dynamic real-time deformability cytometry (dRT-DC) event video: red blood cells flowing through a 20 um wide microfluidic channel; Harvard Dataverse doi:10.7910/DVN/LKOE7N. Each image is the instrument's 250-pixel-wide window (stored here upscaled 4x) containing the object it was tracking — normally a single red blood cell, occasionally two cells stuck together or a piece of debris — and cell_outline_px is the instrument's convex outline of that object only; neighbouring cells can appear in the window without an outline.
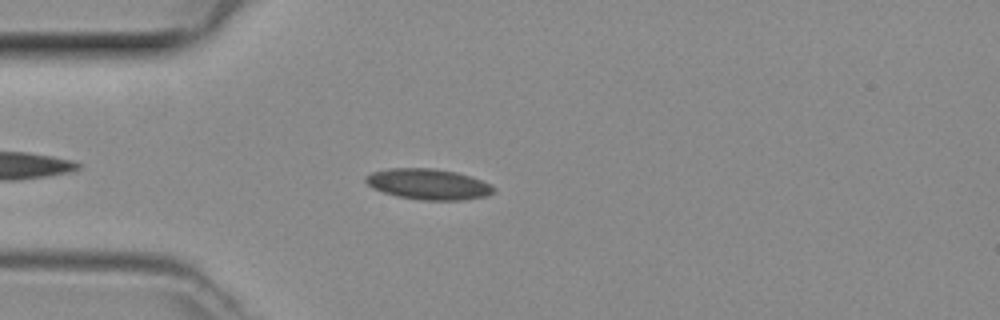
{"species": "common noctule bat (a hibernating species)", "species_latin": "Nyctalus noctula", "temperature_condition": "room temperature", "stored_images_in_passage": 41, "camera_frame_rate_fps": 3000, "um_per_image_px": 0.085, "animal": {"sex": "female", "body_mass_g": 29.2, "forearm_length_mm": 56.3}, "frame": {"image": 1, "passage_image": 5, "time_ms": 1.333, "image_size_px": [1000, 320], "cell_outline_px": [[496, 192], [488, 196], [460, 200], [420, 200], [396, 196], [384, 192], [368, 184], [364, 180], [364, 176], [372, 172], [388, 168], [432, 168], [456, 172], [472, 176], [492, 184], [496, 188]], "centroid_in_image_um": [36.46, 15.65], "position_along_channel_um": 48.5, "area_um2": 23.12}}
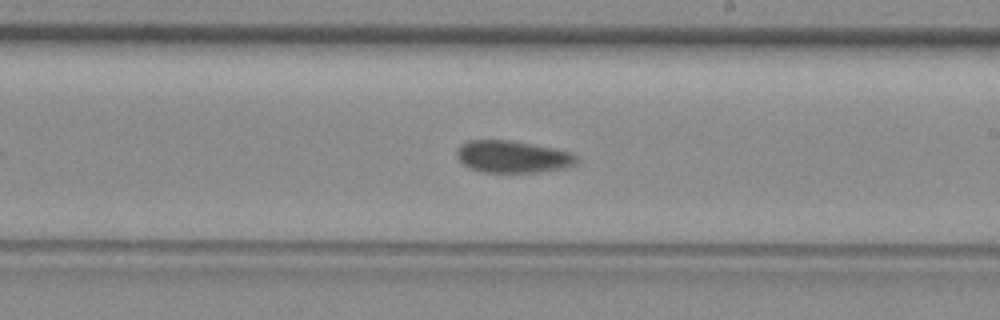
{"frame": {"image": 2, "passage_image": 20, "time_ms": 6.333, "image_size_px": [1000, 320], "cell_outline_px": [[580, 160], [576, 164], [568, 168], [540, 172], [480, 172], [464, 164], [456, 156], [456, 152], [460, 144], [468, 140], [508, 140], [532, 144], [572, 152], [580, 156]], "centroid_in_image_um": [43.64, 13.32], "position_along_channel_um": 245.4, "area_um2": 22.66}}
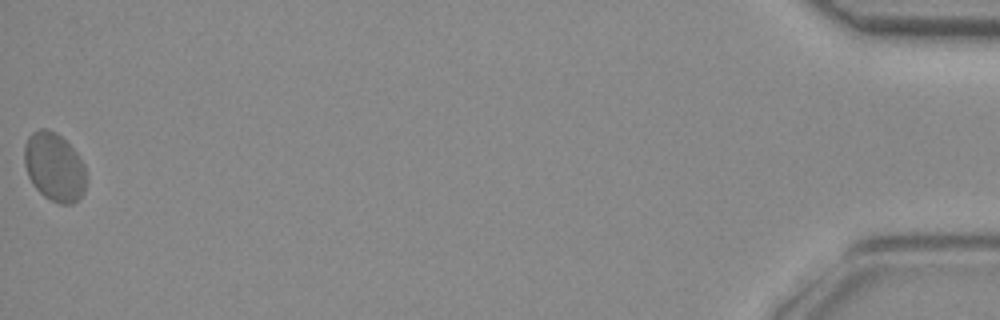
{"frame": {"image": 3, "passage_image": 41, "time_ms": 13.333, "image_size_px": [1000, 320], "cell_outline_px": [[84, 192], [72, 204], [60, 204], [44, 196], [32, 184], [28, 176], [24, 164], [24, 144], [28, 136], [32, 132], [40, 128], [48, 128], [56, 132], [76, 152], [84, 164]], "centroid_in_image_um": [4.57, 14.16], "position_along_channel_um": 430.6, "area_um2": 24.57}}